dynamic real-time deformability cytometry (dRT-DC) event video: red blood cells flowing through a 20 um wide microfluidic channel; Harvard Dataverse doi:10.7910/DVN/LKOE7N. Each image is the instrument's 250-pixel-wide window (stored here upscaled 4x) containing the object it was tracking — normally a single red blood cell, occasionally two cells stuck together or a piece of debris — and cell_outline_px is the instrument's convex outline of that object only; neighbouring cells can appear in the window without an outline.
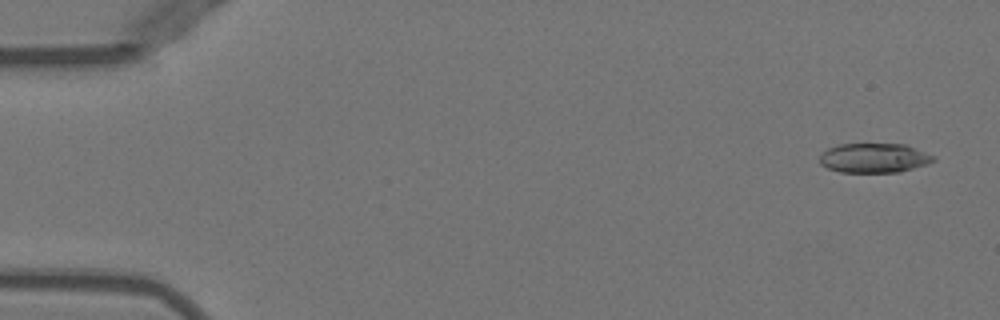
{"species": "Egyptian fruit bat (a non-hibernating species)", "species_latin": "Rousettus aegyptiacus", "temperature_condition": "warm", "stored_images_in_passage": 45, "camera_frame_rate_fps": 3000, "um_per_image_px": 0.085, "animal": {"sex": "female"}, "frame": {"image": 1, "passage_image": 1, "time_ms": 0.0, "image_size_px": [1000, 320], "cell_outline_px": [[936, 160], [928, 164], [900, 172], [840, 172], [828, 168], [820, 164], [820, 156], [828, 148], [840, 144], [904, 144], [936, 156]], "centroid_in_image_um": [74.33, 13.43], "position_along_channel_um": 10.7, "area_um2": 19.54}}
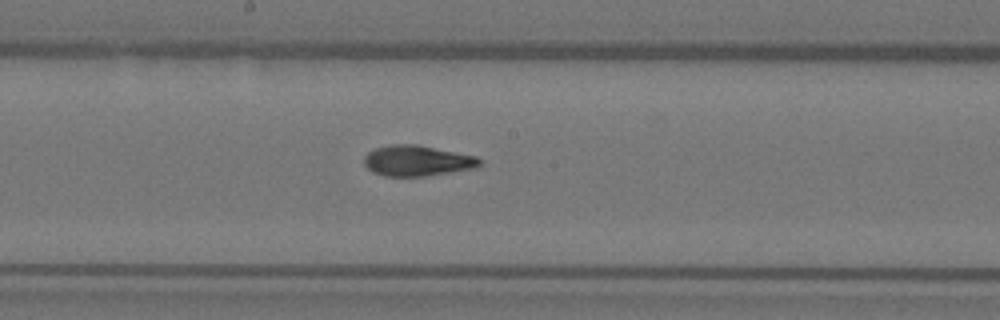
{"frame": {"image": 2, "passage_image": 26, "time_ms": 8.333, "image_size_px": [1000, 320], "cell_outline_px": [[480, 164], [476, 168], [424, 176], [384, 176], [372, 172], [364, 164], [364, 156], [368, 152], [376, 148], [388, 144], [416, 144], [476, 156], [480, 160]], "centroid_in_image_um": [35.42, 13.66], "position_along_channel_um": 212.8, "area_um2": 20.58}}
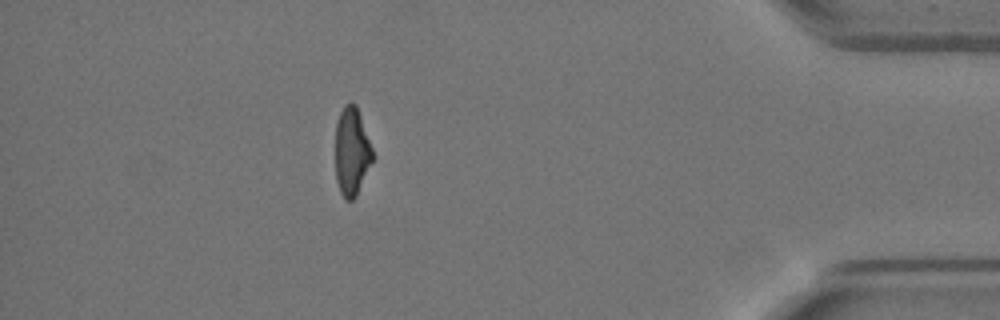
{"frame": {"image": 3, "passage_image": 44, "time_ms": 14.333, "image_size_px": [1000, 320], "cell_outline_px": [[372, 160], [356, 196], [352, 200], [344, 200], [340, 192], [336, 180], [336, 120], [344, 104], [348, 100], [352, 100], [356, 104], [372, 148]], "centroid_in_image_um": [29.87, 12.83], "position_along_channel_um": 405.3, "area_um2": 19.07}}